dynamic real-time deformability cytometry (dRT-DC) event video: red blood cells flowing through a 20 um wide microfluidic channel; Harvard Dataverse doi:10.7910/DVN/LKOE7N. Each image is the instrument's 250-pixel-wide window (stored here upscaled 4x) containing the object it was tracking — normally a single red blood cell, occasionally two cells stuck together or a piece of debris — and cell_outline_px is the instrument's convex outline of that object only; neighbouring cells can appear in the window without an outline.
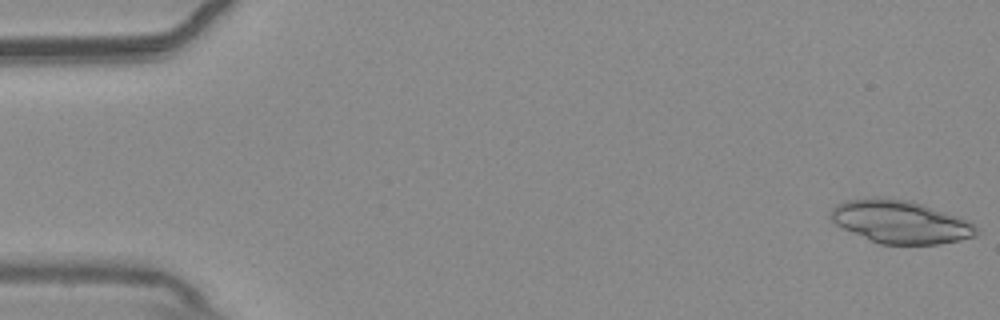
{"species": "common noctule bat (a hibernating species)", "species_latin": "Nyctalus noctula", "temperature_condition": "warm", "stored_images_in_passage": 53, "camera_frame_rate_fps": 3000, "um_per_image_px": 0.085, "animal": {"sex": "male", "body_mass_g": 20.4}, "frame": {"image": 1, "passage_image": 1, "time_ms": 0.0, "image_size_px": [1000, 320], "cell_outline_px": [[980, 232], [976, 236], [960, 240], [940, 244], [880, 244], [868, 240], [836, 224], [832, 220], [832, 208], [836, 204], [844, 200], [876, 196], [880, 196], [912, 200], [968, 220]], "centroid_in_image_um": [76.53, 18.84], "position_along_channel_um": 8.5, "area_um2": 36.65}, "authors_computed_cell_mechanics": {"area_um2": 22.0796, "velocity_mm_per_s": 3.7663, "shape_relaxation_time_tau1_ms": null, "shape_relaxation_time_tau2_ms": 4.7662, "deformation_change_tau1": null, "deformation_change_tau2": 0.1318}}